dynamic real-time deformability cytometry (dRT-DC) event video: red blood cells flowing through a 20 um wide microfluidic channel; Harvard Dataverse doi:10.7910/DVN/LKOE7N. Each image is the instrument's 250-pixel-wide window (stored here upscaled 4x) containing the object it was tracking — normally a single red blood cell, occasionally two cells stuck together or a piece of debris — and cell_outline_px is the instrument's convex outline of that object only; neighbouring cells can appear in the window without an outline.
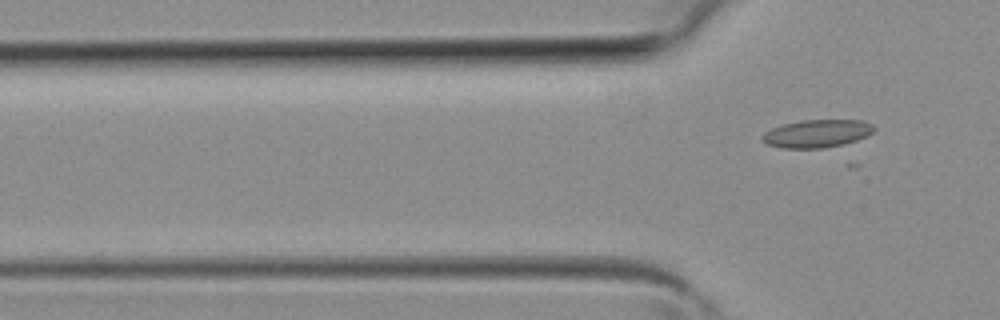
{"species": "common noctule bat (a hibernating species)", "species_latin": "Nyctalus noctula", "temperature_condition": "room temperature", "stored_images_in_passage": 4, "segment_of_instrument_passage": [2, 2], "camera_frame_rate_fps": 3000, "um_per_image_px": 0.085, "animal": {"sex": "female", "body_mass_g": 19.3, "forearm_length_mm": 54.1}, "frame": {"image": 1, "passage_image": 4, "time_ms": 1.0, "image_size_px": [1000, 320], "cell_outline_px": [[876, 128], [868, 136], [844, 144], [824, 148], [784, 148], [768, 144], [760, 140], [760, 136], [764, 132], [772, 128], [784, 124], [804, 120], [860, 120], [872, 124]], "centroid_in_image_um": [69.44, 11.35], "position_along_channel_um": 56.4, "area_um2": 18.15}}